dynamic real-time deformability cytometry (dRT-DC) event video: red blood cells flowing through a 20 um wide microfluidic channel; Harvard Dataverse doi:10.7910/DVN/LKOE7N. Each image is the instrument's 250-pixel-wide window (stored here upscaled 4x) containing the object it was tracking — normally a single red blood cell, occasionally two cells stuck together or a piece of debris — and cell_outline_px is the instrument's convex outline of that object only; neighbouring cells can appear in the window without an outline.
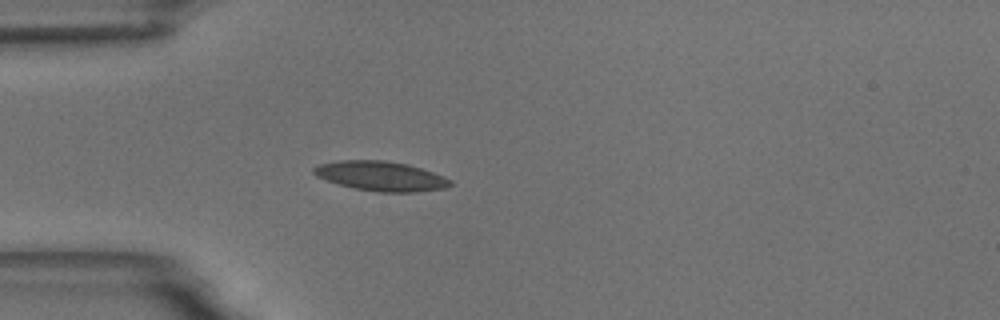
{"species": "common noctule bat (a hibernating species)", "species_latin": "Nyctalus noctula", "temperature_condition": "room temperature", "stored_images_in_passage": 42, "camera_frame_rate_fps": 3000, "um_per_image_px": 0.085, "animal": {"sex": "male", "body_mass_g": 18.8}, "frame": {"image": 1, "passage_image": 1, "time_ms": 0.0, "image_size_px": [1000, 320], "cell_outline_px": [[452, 184], [448, 188], [416, 192], [380, 192], [352, 188], [316, 176], [312, 172], [312, 168], [320, 164], [340, 160], [384, 160], [408, 164], [444, 176], [452, 180]], "centroid_in_image_um": [32.4, 14.97], "position_along_channel_um": 52.6, "area_um2": 23.58}}
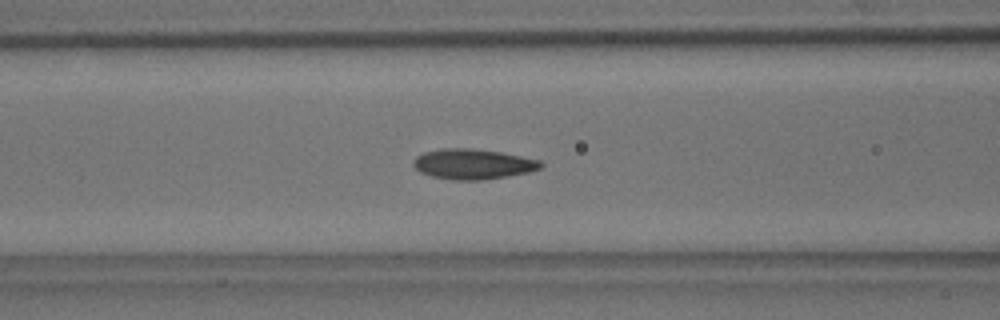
{"frame": {"image": 2, "passage_image": 8, "time_ms": 2.333, "image_size_px": [1000, 320], "cell_outline_px": [[544, 164], [540, 168], [528, 172], [508, 176], [480, 180], [456, 180], [432, 176], [420, 172], [412, 164], [412, 160], [416, 156], [424, 152], [444, 148], [472, 148], [500, 152], [540, 160]], "centroid_in_image_um": [40.18, 13.94], "position_along_channel_um": 126.4, "area_um2": 22.37}}
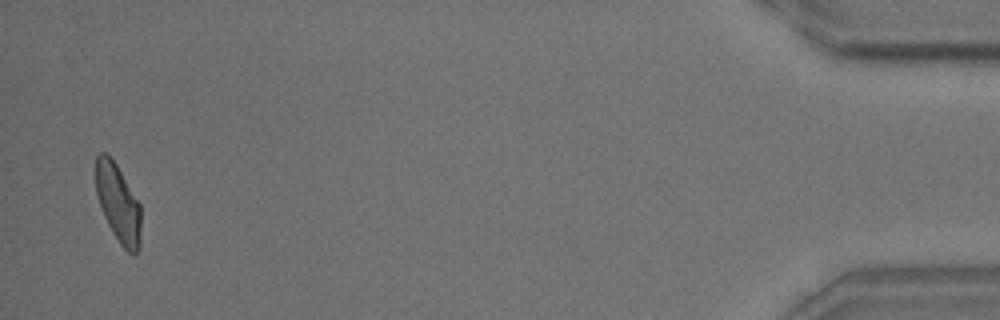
{"frame": {"image": 3, "passage_image": 41, "time_ms": 13.333, "image_size_px": [1000, 320], "cell_outline_px": [[140, 248], [136, 252], [128, 252], [120, 244], [112, 232], [104, 216], [96, 192], [96, 156], [100, 152], [104, 152], [116, 164], [140, 204]], "centroid_in_image_um": [10.04, 17.28], "position_along_channel_um": 425.2, "area_um2": 20.17}, "authors_computed_cell_mechanics": {"area_um2": 21.4727, "velocity_mm_per_s": 3.4978, "shape_relaxation_time_tau1_ms": 5.2475, "shape_relaxation_time_tau2_ms": 2.7364, "deformation_change_tau1": 0.1286, "deformation_change_tau2": 0.0887}}